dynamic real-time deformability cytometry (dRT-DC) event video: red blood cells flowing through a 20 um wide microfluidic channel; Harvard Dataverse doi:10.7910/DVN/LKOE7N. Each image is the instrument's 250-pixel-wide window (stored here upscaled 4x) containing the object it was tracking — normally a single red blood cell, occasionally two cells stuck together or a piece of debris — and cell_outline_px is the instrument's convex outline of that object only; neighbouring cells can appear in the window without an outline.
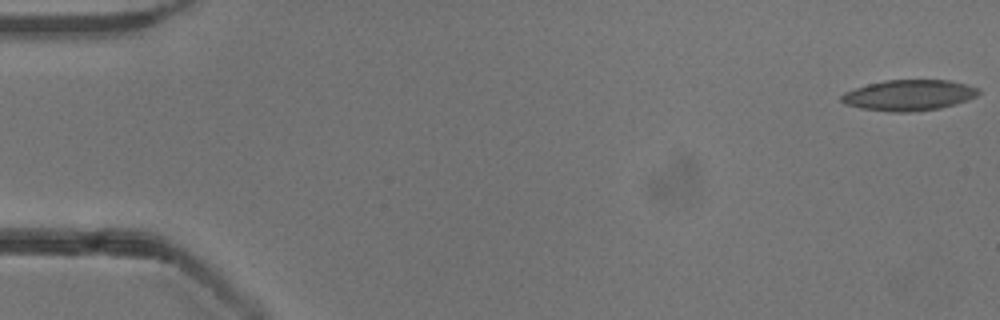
{"species": "common noctule bat (a hibernating species)", "species_latin": "Nyctalus noctula", "temperature_condition": "cold", "stored_images_in_passage": 17, "camera_frame_rate_fps": 3000, "um_per_image_px": 0.085, "animal": {"sex": "male", "body_mass_g": 13.3}, "frame": {"image": 1, "passage_image": 1, "time_ms": 0.0, "image_size_px": [1000, 320], "cell_outline_px": [[980, 92], [976, 96], [940, 108], [908, 112], [892, 112], [860, 108], [844, 104], [840, 100], [840, 96], [844, 92], [868, 84], [888, 80], [948, 80], [980, 88]], "centroid_in_image_um": [77.21, 8.09], "position_along_channel_um": 7.8, "area_um2": 24.33}}
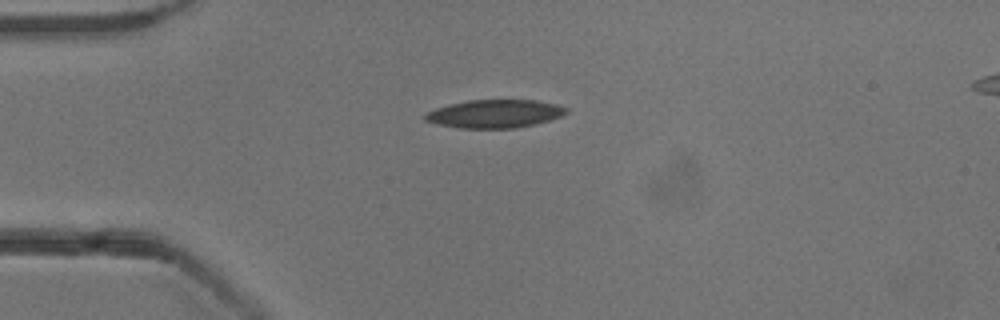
{"frame": {"image": 2, "passage_image": 14, "time_ms": 4.333, "image_size_px": [1000, 320], "cell_outline_px": [[568, 112], [560, 116], [548, 120], [516, 128], [460, 128], [440, 124], [424, 120], [424, 116], [428, 112], [436, 108], [448, 104], [468, 100], [536, 100], [556, 104], [568, 108]], "centroid_in_image_um": [42.05, 9.66], "position_along_channel_um": 42.9, "area_um2": 22.95}}